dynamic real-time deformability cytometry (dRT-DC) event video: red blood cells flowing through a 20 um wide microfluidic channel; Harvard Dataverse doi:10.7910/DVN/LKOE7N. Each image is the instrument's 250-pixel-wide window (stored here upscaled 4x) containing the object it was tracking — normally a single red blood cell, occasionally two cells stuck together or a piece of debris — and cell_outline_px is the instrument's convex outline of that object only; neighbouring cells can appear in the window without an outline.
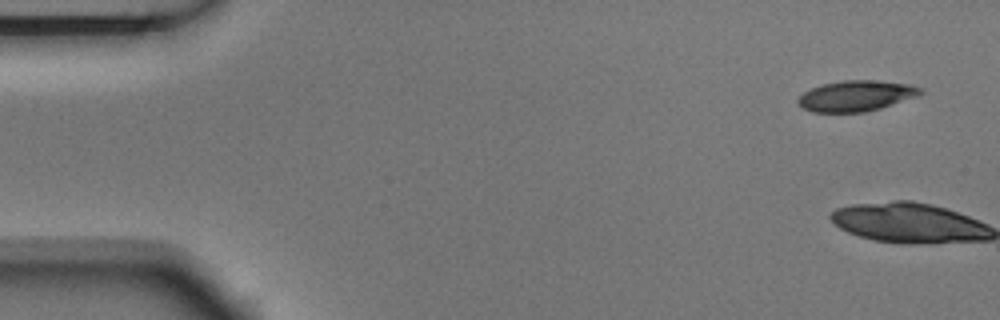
{"species": "Egyptian fruit bat (a non-hibernating species)", "species_latin": "Rousettus aegyptiacus", "temperature_condition": "room temperature", "stored_images_in_passage": 10, "camera_frame_rate_fps": 3000, "um_per_image_px": 0.085, "animal": {"sex": "male"}, "frame": {"image": 1, "passage_image": 1, "time_ms": 0.0, "image_size_px": [1000, 320], "cell_outline_px": [[924, 92], [916, 96], [880, 108], [864, 112], [812, 112], [804, 108], [796, 100], [804, 92], [812, 88], [824, 84], [840, 80], [880, 80], [912, 84], [924, 88]], "centroid_in_image_um": [72.81, 8.13], "position_along_channel_um": 12.2, "area_um2": 21.91}}
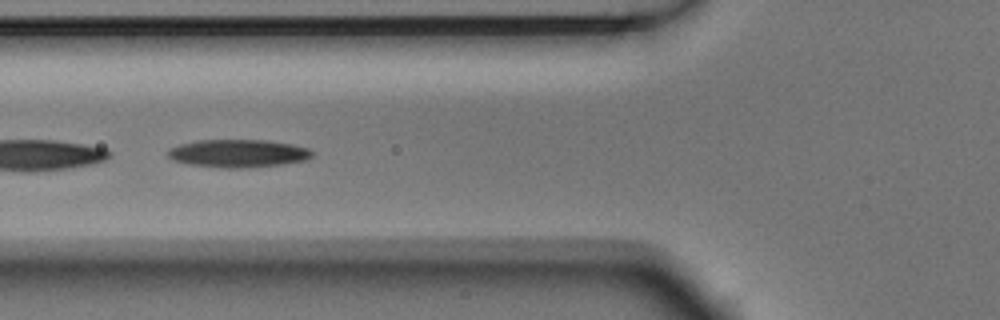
{"frame": {"image": 2, "passage_image": 6, "time_ms": 1.667, "image_size_px": [1000, 320], "cell_outline_px": [[312, 156], [308, 160], [280, 164], [248, 168], [220, 168], [192, 164], [172, 160], [168, 156], [168, 148], [180, 144], [196, 140], [264, 140], [292, 144], [308, 148], [312, 152]], "centroid_in_image_um": [20.23, 13.04], "position_along_channel_um": 105.6, "area_um2": 23.47}}
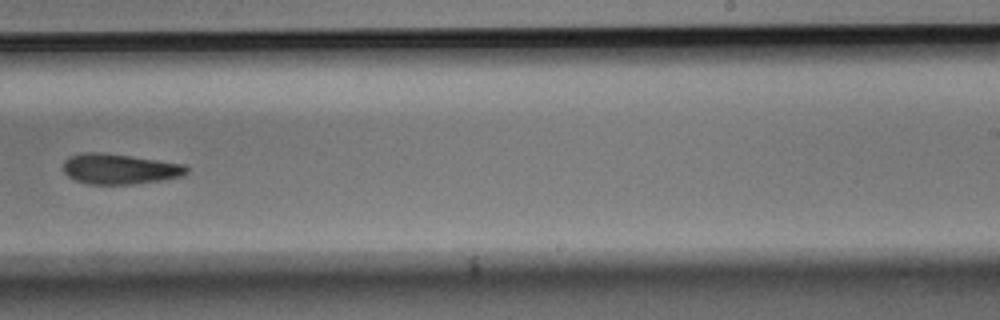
{"frame": {"image": 3, "passage_image": 10, "time_ms": 3.0, "image_size_px": [1000, 320], "cell_outline_px": [[188, 172], [184, 176], [160, 180], [132, 184], [88, 184], [76, 180], [68, 176], [64, 172], [64, 160], [68, 156], [84, 152], [100, 152], [184, 164], [188, 168]], "centroid_in_image_um": [10.15, 14.36], "position_along_channel_um": 278.9, "area_um2": 21.68}}